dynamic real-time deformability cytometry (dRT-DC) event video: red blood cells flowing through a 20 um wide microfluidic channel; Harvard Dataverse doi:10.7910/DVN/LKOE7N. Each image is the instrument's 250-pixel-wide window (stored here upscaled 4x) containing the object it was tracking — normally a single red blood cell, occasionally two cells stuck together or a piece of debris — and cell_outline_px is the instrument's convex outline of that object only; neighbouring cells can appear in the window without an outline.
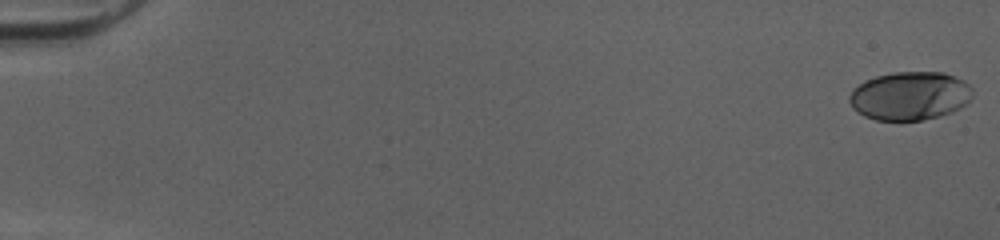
{"species": "human", "species_latin": "Homo sapiens", "temperature_condition": "cold", "stored_images_in_passage": 52, "camera_frame_rate_fps": 3000, "um_per_image_px": 0.085, "donor": {"sex": "female"}, "frame": {"image": 1, "passage_image": 1, "time_ms": 0.0, "image_size_px": [1000, 240], "cell_outline_px": [[972, 96], [960, 108], [952, 112], [940, 116], [924, 120], [876, 120], [864, 116], [852, 108], [848, 100], [848, 96], [852, 88], [864, 80], [876, 76], [896, 72], [944, 72], [964, 80], [972, 88]], "centroid_in_image_um": [77.31, 8.14], "position_along_channel_um": 7.7, "area_um2": 35.08}}
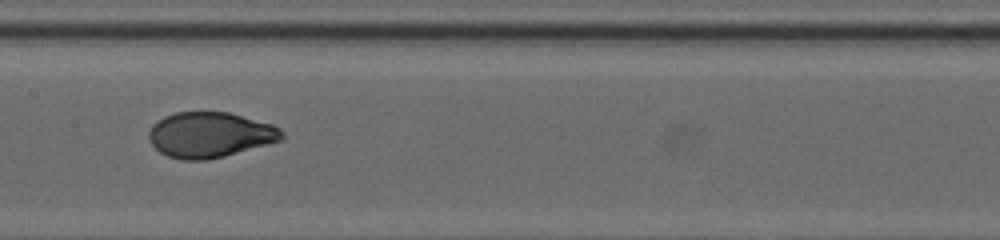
{"frame": {"image": 2, "passage_image": 28, "time_ms": 9.0, "image_size_px": [1000, 240], "cell_outline_px": [[284, 136], [280, 140], [268, 144], [224, 156], [204, 160], [184, 160], [168, 156], [160, 152], [148, 140], [148, 132], [152, 124], [164, 116], [176, 112], [228, 112], [272, 124], [280, 128], [284, 132]], "centroid_in_image_um": [17.83, 11.45], "position_along_channel_um": 189.6, "area_um2": 35.14}}
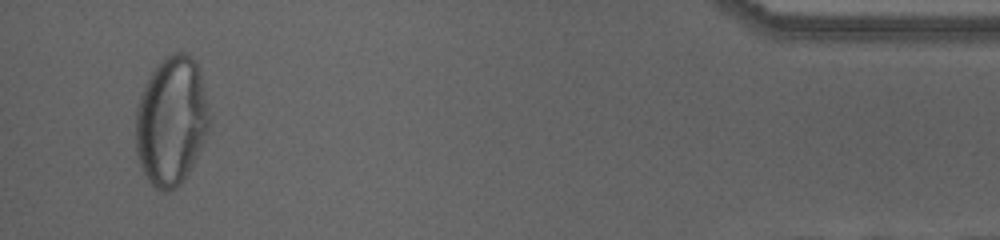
{"frame": {"image": 3, "passage_image": 50, "time_ms": 16.333, "image_size_px": [1000, 240], "cell_outline_px": [[208, 132], [188, 172], [180, 184], [164, 192], [156, 188], [148, 180], [140, 164], [136, 152], [136, 108], [140, 96], [152, 72], [172, 52], [188, 52], [196, 60], [200, 68], [208, 112]], "centroid_in_image_um": [14.56, 10.26], "position_along_channel_um": 420.6, "area_um2": 54.62}, "authors_computed_cell_mechanics": {"area_um2": 35.4603, "velocity_mm_per_s": 4.0495, "shape_relaxation_time_tau1_ms": 6.3458, "shape_relaxation_time_tau2_ms": null, "deformation_change_tau1": 0.2528, "deformation_change_tau2": null}}